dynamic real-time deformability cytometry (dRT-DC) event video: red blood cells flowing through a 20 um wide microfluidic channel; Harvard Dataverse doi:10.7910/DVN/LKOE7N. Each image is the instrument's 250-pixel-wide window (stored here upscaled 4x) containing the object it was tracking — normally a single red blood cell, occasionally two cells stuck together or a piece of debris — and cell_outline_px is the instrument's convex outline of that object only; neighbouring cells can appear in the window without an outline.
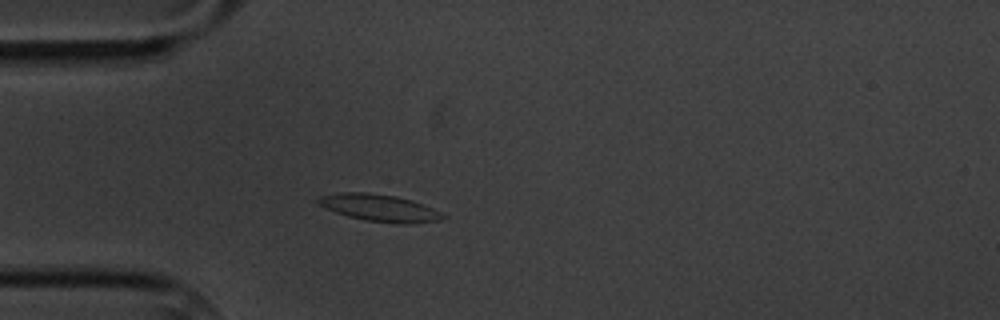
{"species": "common noctule bat (a hibernating species)", "species_latin": "Nyctalus noctula", "temperature_condition": "cold", "stored_images_in_passage": 5, "camera_frame_rate_fps": 3000, "um_per_image_px": 0.085, "animal": {"sex": "male", "body_mass_g": 20.1, "forearm_length_mm": 53.5}, "frame": {"image": 1, "passage_image": 4, "time_ms": 3.667, "image_size_px": [1000, 320], "cell_outline_px": [[448, 216], [440, 220], [412, 224], [396, 224], [364, 220], [348, 216], [336, 212], [320, 204], [316, 200], [320, 196], [340, 192], [368, 192], [396, 196], [432, 208]], "centroid_in_image_um": [32.27, 17.68], "position_along_channel_um": 52.7, "area_um2": 19.48}}